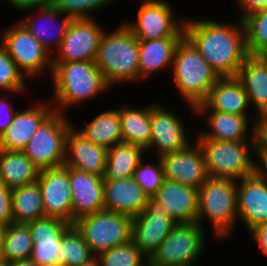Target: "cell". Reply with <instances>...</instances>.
Listing matches in <instances>:
<instances>
[{"mask_svg":"<svg viewBox=\"0 0 267 266\" xmlns=\"http://www.w3.org/2000/svg\"><path fill=\"white\" fill-rule=\"evenodd\" d=\"M190 19L185 18L184 36L219 77H236L248 57L242 21L219 23L215 19Z\"/></svg>","mask_w":267,"mask_h":266,"instance_id":"cell-1","label":"cell"},{"mask_svg":"<svg viewBox=\"0 0 267 266\" xmlns=\"http://www.w3.org/2000/svg\"><path fill=\"white\" fill-rule=\"evenodd\" d=\"M51 76L54 94L50 102L62 114L66 108L111 89L95 61L52 62Z\"/></svg>","mask_w":267,"mask_h":266,"instance_id":"cell-2","label":"cell"},{"mask_svg":"<svg viewBox=\"0 0 267 266\" xmlns=\"http://www.w3.org/2000/svg\"><path fill=\"white\" fill-rule=\"evenodd\" d=\"M122 23L112 32H103L95 60L110 87L139 81V40Z\"/></svg>","mask_w":267,"mask_h":266,"instance_id":"cell-3","label":"cell"},{"mask_svg":"<svg viewBox=\"0 0 267 266\" xmlns=\"http://www.w3.org/2000/svg\"><path fill=\"white\" fill-rule=\"evenodd\" d=\"M171 69L174 85L195 114L194 107L207 98L220 77L185 36L176 47Z\"/></svg>","mask_w":267,"mask_h":266,"instance_id":"cell-4","label":"cell"},{"mask_svg":"<svg viewBox=\"0 0 267 266\" xmlns=\"http://www.w3.org/2000/svg\"><path fill=\"white\" fill-rule=\"evenodd\" d=\"M205 219L212 224L215 238L231 235L238 219L236 180L209 177L198 188L197 223L202 226Z\"/></svg>","mask_w":267,"mask_h":266,"instance_id":"cell-5","label":"cell"},{"mask_svg":"<svg viewBox=\"0 0 267 266\" xmlns=\"http://www.w3.org/2000/svg\"><path fill=\"white\" fill-rule=\"evenodd\" d=\"M205 156L207 172L210 177L241 180L254 174L259 157V141H224L215 139H196Z\"/></svg>","mask_w":267,"mask_h":266,"instance_id":"cell-6","label":"cell"},{"mask_svg":"<svg viewBox=\"0 0 267 266\" xmlns=\"http://www.w3.org/2000/svg\"><path fill=\"white\" fill-rule=\"evenodd\" d=\"M132 217L102 210L83 216L72 224L90 247L93 255L124 245L132 240Z\"/></svg>","mask_w":267,"mask_h":266,"instance_id":"cell-7","label":"cell"},{"mask_svg":"<svg viewBox=\"0 0 267 266\" xmlns=\"http://www.w3.org/2000/svg\"><path fill=\"white\" fill-rule=\"evenodd\" d=\"M66 114L54 111L22 150L39 170L64 165L66 137L73 126Z\"/></svg>","mask_w":267,"mask_h":266,"instance_id":"cell-8","label":"cell"},{"mask_svg":"<svg viewBox=\"0 0 267 266\" xmlns=\"http://www.w3.org/2000/svg\"><path fill=\"white\" fill-rule=\"evenodd\" d=\"M205 232L197 222L176 224L148 259V266L195 265L205 251Z\"/></svg>","mask_w":267,"mask_h":266,"instance_id":"cell-9","label":"cell"},{"mask_svg":"<svg viewBox=\"0 0 267 266\" xmlns=\"http://www.w3.org/2000/svg\"><path fill=\"white\" fill-rule=\"evenodd\" d=\"M1 44L26 78L42 76L47 69L52 73V54L21 22L5 29Z\"/></svg>","mask_w":267,"mask_h":266,"instance_id":"cell-10","label":"cell"},{"mask_svg":"<svg viewBox=\"0 0 267 266\" xmlns=\"http://www.w3.org/2000/svg\"><path fill=\"white\" fill-rule=\"evenodd\" d=\"M173 8L166 0H143L137 20L124 24L138 40H156L165 37H184V22L175 20Z\"/></svg>","mask_w":267,"mask_h":266,"instance_id":"cell-11","label":"cell"},{"mask_svg":"<svg viewBox=\"0 0 267 266\" xmlns=\"http://www.w3.org/2000/svg\"><path fill=\"white\" fill-rule=\"evenodd\" d=\"M93 18L72 19L52 62L95 61L105 30Z\"/></svg>","mask_w":267,"mask_h":266,"instance_id":"cell-12","label":"cell"},{"mask_svg":"<svg viewBox=\"0 0 267 266\" xmlns=\"http://www.w3.org/2000/svg\"><path fill=\"white\" fill-rule=\"evenodd\" d=\"M176 224L162 205L149 197L145 209L132 219V241L149 259Z\"/></svg>","mask_w":267,"mask_h":266,"instance_id":"cell-13","label":"cell"},{"mask_svg":"<svg viewBox=\"0 0 267 266\" xmlns=\"http://www.w3.org/2000/svg\"><path fill=\"white\" fill-rule=\"evenodd\" d=\"M181 120L177 114L158 102L150 105L151 138L145 150L152 148V151L156 148L154 151L157 150L156 155L161 158L166 154L185 149L191 142Z\"/></svg>","mask_w":267,"mask_h":266,"instance_id":"cell-14","label":"cell"},{"mask_svg":"<svg viewBox=\"0 0 267 266\" xmlns=\"http://www.w3.org/2000/svg\"><path fill=\"white\" fill-rule=\"evenodd\" d=\"M27 224L33 240L30 260L37 266H61V238L72 224L48 216Z\"/></svg>","mask_w":267,"mask_h":266,"instance_id":"cell-15","label":"cell"},{"mask_svg":"<svg viewBox=\"0 0 267 266\" xmlns=\"http://www.w3.org/2000/svg\"><path fill=\"white\" fill-rule=\"evenodd\" d=\"M44 214L72 224V191L68 178V167L40 170L38 179Z\"/></svg>","mask_w":267,"mask_h":266,"instance_id":"cell-16","label":"cell"},{"mask_svg":"<svg viewBox=\"0 0 267 266\" xmlns=\"http://www.w3.org/2000/svg\"><path fill=\"white\" fill-rule=\"evenodd\" d=\"M165 179L199 188L210 176L202 148L195 140L185 149L162 156Z\"/></svg>","mask_w":267,"mask_h":266,"instance_id":"cell-17","label":"cell"},{"mask_svg":"<svg viewBox=\"0 0 267 266\" xmlns=\"http://www.w3.org/2000/svg\"><path fill=\"white\" fill-rule=\"evenodd\" d=\"M68 178L72 191V224L83 216L105 209L103 176L68 167Z\"/></svg>","mask_w":267,"mask_h":266,"instance_id":"cell-18","label":"cell"},{"mask_svg":"<svg viewBox=\"0 0 267 266\" xmlns=\"http://www.w3.org/2000/svg\"><path fill=\"white\" fill-rule=\"evenodd\" d=\"M237 214L248 231L267 222V183L257 171L237 180Z\"/></svg>","mask_w":267,"mask_h":266,"instance_id":"cell-19","label":"cell"},{"mask_svg":"<svg viewBox=\"0 0 267 266\" xmlns=\"http://www.w3.org/2000/svg\"><path fill=\"white\" fill-rule=\"evenodd\" d=\"M19 110L11 125L0 135V150L22 151L38 127L55 111L50 100Z\"/></svg>","mask_w":267,"mask_h":266,"instance_id":"cell-20","label":"cell"},{"mask_svg":"<svg viewBox=\"0 0 267 266\" xmlns=\"http://www.w3.org/2000/svg\"><path fill=\"white\" fill-rule=\"evenodd\" d=\"M198 116L206 115L204 118L209 127L208 131L198 132L196 139H215L224 141H259L258 126L254 124L252 131L247 133L249 126L248 116H239L217 111H195ZM210 130V131H209ZM252 133V134H251ZM249 135V137H248ZM250 138V139H249Z\"/></svg>","mask_w":267,"mask_h":266,"instance_id":"cell-21","label":"cell"},{"mask_svg":"<svg viewBox=\"0 0 267 266\" xmlns=\"http://www.w3.org/2000/svg\"><path fill=\"white\" fill-rule=\"evenodd\" d=\"M249 100L243 84L237 77H220L210 89L207 98L196 105L195 111H217L247 116Z\"/></svg>","mask_w":267,"mask_h":266,"instance_id":"cell-22","label":"cell"},{"mask_svg":"<svg viewBox=\"0 0 267 266\" xmlns=\"http://www.w3.org/2000/svg\"><path fill=\"white\" fill-rule=\"evenodd\" d=\"M153 198L177 224L197 222V188L164 179Z\"/></svg>","mask_w":267,"mask_h":266,"instance_id":"cell-23","label":"cell"},{"mask_svg":"<svg viewBox=\"0 0 267 266\" xmlns=\"http://www.w3.org/2000/svg\"><path fill=\"white\" fill-rule=\"evenodd\" d=\"M74 125L66 137L64 165L82 172L104 176L107 149L79 134Z\"/></svg>","mask_w":267,"mask_h":266,"instance_id":"cell-24","label":"cell"},{"mask_svg":"<svg viewBox=\"0 0 267 266\" xmlns=\"http://www.w3.org/2000/svg\"><path fill=\"white\" fill-rule=\"evenodd\" d=\"M103 196L105 210L132 218L145 209L149 198L132 177L104 179Z\"/></svg>","mask_w":267,"mask_h":266,"instance_id":"cell-25","label":"cell"},{"mask_svg":"<svg viewBox=\"0 0 267 266\" xmlns=\"http://www.w3.org/2000/svg\"><path fill=\"white\" fill-rule=\"evenodd\" d=\"M34 11H38L36 12L37 14L27 15L25 19H21L20 22L50 54H53V52H51L53 51L52 48H54V46L55 48L57 47L56 50L59 48L61 40L66 34L72 19L57 11L53 6L34 9ZM58 17H60L61 20L57 21ZM56 22L57 24H54ZM53 24L57 27H54Z\"/></svg>","mask_w":267,"mask_h":266,"instance_id":"cell-26","label":"cell"},{"mask_svg":"<svg viewBox=\"0 0 267 266\" xmlns=\"http://www.w3.org/2000/svg\"><path fill=\"white\" fill-rule=\"evenodd\" d=\"M182 38L139 40V81L172 66L176 47Z\"/></svg>","mask_w":267,"mask_h":266,"instance_id":"cell-27","label":"cell"},{"mask_svg":"<svg viewBox=\"0 0 267 266\" xmlns=\"http://www.w3.org/2000/svg\"><path fill=\"white\" fill-rule=\"evenodd\" d=\"M245 89L249 104L257 109L255 122L259 124L267 115V74L264 67L253 57L248 56L236 76Z\"/></svg>","mask_w":267,"mask_h":266,"instance_id":"cell-28","label":"cell"},{"mask_svg":"<svg viewBox=\"0 0 267 266\" xmlns=\"http://www.w3.org/2000/svg\"><path fill=\"white\" fill-rule=\"evenodd\" d=\"M39 169L19 150H0V180L10 190L36 182Z\"/></svg>","mask_w":267,"mask_h":266,"instance_id":"cell-29","label":"cell"},{"mask_svg":"<svg viewBox=\"0 0 267 266\" xmlns=\"http://www.w3.org/2000/svg\"><path fill=\"white\" fill-rule=\"evenodd\" d=\"M91 120L81 130L76 128L84 138L106 149L122 142L119 108L103 111Z\"/></svg>","mask_w":267,"mask_h":266,"instance_id":"cell-30","label":"cell"},{"mask_svg":"<svg viewBox=\"0 0 267 266\" xmlns=\"http://www.w3.org/2000/svg\"><path fill=\"white\" fill-rule=\"evenodd\" d=\"M146 150L136 144L120 142L107 149L104 179H126L133 177L137 165L143 159Z\"/></svg>","mask_w":267,"mask_h":266,"instance_id":"cell-31","label":"cell"},{"mask_svg":"<svg viewBox=\"0 0 267 266\" xmlns=\"http://www.w3.org/2000/svg\"><path fill=\"white\" fill-rule=\"evenodd\" d=\"M122 141L146 149L150 144V105L141 108H119Z\"/></svg>","mask_w":267,"mask_h":266,"instance_id":"cell-32","label":"cell"},{"mask_svg":"<svg viewBox=\"0 0 267 266\" xmlns=\"http://www.w3.org/2000/svg\"><path fill=\"white\" fill-rule=\"evenodd\" d=\"M11 206L13 222L27 224L45 217L43 199L38 182L12 190Z\"/></svg>","mask_w":267,"mask_h":266,"instance_id":"cell-33","label":"cell"},{"mask_svg":"<svg viewBox=\"0 0 267 266\" xmlns=\"http://www.w3.org/2000/svg\"><path fill=\"white\" fill-rule=\"evenodd\" d=\"M2 244L6 263L30 259L33 240L28 224L12 222L2 228Z\"/></svg>","mask_w":267,"mask_h":266,"instance_id":"cell-34","label":"cell"},{"mask_svg":"<svg viewBox=\"0 0 267 266\" xmlns=\"http://www.w3.org/2000/svg\"><path fill=\"white\" fill-rule=\"evenodd\" d=\"M248 56L267 51V9L242 20Z\"/></svg>","mask_w":267,"mask_h":266,"instance_id":"cell-35","label":"cell"},{"mask_svg":"<svg viewBox=\"0 0 267 266\" xmlns=\"http://www.w3.org/2000/svg\"><path fill=\"white\" fill-rule=\"evenodd\" d=\"M93 256L88 244L72 225L61 238V266H77Z\"/></svg>","mask_w":267,"mask_h":266,"instance_id":"cell-36","label":"cell"},{"mask_svg":"<svg viewBox=\"0 0 267 266\" xmlns=\"http://www.w3.org/2000/svg\"><path fill=\"white\" fill-rule=\"evenodd\" d=\"M101 266H148V258L130 242L112 247L98 255Z\"/></svg>","mask_w":267,"mask_h":266,"instance_id":"cell-37","label":"cell"},{"mask_svg":"<svg viewBox=\"0 0 267 266\" xmlns=\"http://www.w3.org/2000/svg\"><path fill=\"white\" fill-rule=\"evenodd\" d=\"M25 76L0 44V93H26Z\"/></svg>","mask_w":267,"mask_h":266,"instance_id":"cell-38","label":"cell"},{"mask_svg":"<svg viewBox=\"0 0 267 266\" xmlns=\"http://www.w3.org/2000/svg\"><path fill=\"white\" fill-rule=\"evenodd\" d=\"M158 160L157 164H152V162L145 164L143 162L145 160L142 159L132 177L149 197H153L157 193L165 179L163 163L160 158Z\"/></svg>","mask_w":267,"mask_h":266,"instance_id":"cell-39","label":"cell"},{"mask_svg":"<svg viewBox=\"0 0 267 266\" xmlns=\"http://www.w3.org/2000/svg\"><path fill=\"white\" fill-rule=\"evenodd\" d=\"M11 193L7 185L0 180V227L4 228L13 222Z\"/></svg>","mask_w":267,"mask_h":266,"instance_id":"cell-40","label":"cell"},{"mask_svg":"<svg viewBox=\"0 0 267 266\" xmlns=\"http://www.w3.org/2000/svg\"><path fill=\"white\" fill-rule=\"evenodd\" d=\"M52 6L71 19H83V0H53Z\"/></svg>","mask_w":267,"mask_h":266,"instance_id":"cell-41","label":"cell"},{"mask_svg":"<svg viewBox=\"0 0 267 266\" xmlns=\"http://www.w3.org/2000/svg\"><path fill=\"white\" fill-rule=\"evenodd\" d=\"M0 93V135L7 130V128L11 125L14 115L17 111H15L12 105H9L3 95Z\"/></svg>","mask_w":267,"mask_h":266,"instance_id":"cell-42","label":"cell"},{"mask_svg":"<svg viewBox=\"0 0 267 266\" xmlns=\"http://www.w3.org/2000/svg\"><path fill=\"white\" fill-rule=\"evenodd\" d=\"M237 4L243 12L239 18L240 21L249 15L267 9V0H237Z\"/></svg>","mask_w":267,"mask_h":266,"instance_id":"cell-43","label":"cell"},{"mask_svg":"<svg viewBox=\"0 0 267 266\" xmlns=\"http://www.w3.org/2000/svg\"><path fill=\"white\" fill-rule=\"evenodd\" d=\"M13 5L15 9L22 11H33L34 9L52 6L53 0H5Z\"/></svg>","mask_w":267,"mask_h":266,"instance_id":"cell-44","label":"cell"},{"mask_svg":"<svg viewBox=\"0 0 267 266\" xmlns=\"http://www.w3.org/2000/svg\"><path fill=\"white\" fill-rule=\"evenodd\" d=\"M252 239L258 243L261 252L267 257V222L260 223L249 230Z\"/></svg>","mask_w":267,"mask_h":266,"instance_id":"cell-45","label":"cell"},{"mask_svg":"<svg viewBox=\"0 0 267 266\" xmlns=\"http://www.w3.org/2000/svg\"><path fill=\"white\" fill-rule=\"evenodd\" d=\"M116 1L119 0H83V19L92 18L91 13L98 12Z\"/></svg>","mask_w":267,"mask_h":266,"instance_id":"cell-46","label":"cell"},{"mask_svg":"<svg viewBox=\"0 0 267 266\" xmlns=\"http://www.w3.org/2000/svg\"><path fill=\"white\" fill-rule=\"evenodd\" d=\"M259 157L257 159L267 160V131H258Z\"/></svg>","mask_w":267,"mask_h":266,"instance_id":"cell-47","label":"cell"},{"mask_svg":"<svg viewBox=\"0 0 267 266\" xmlns=\"http://www.w3.org/2000/svg\"><path fill=\"white\" fill-rule=\"evenodd\" d=\"M260 163L257 162V172L261 175V177L267 183V160L259 159Z\"/></svg>","mask_w":267,"mask_h":266,"instance_id":"cell-48","label":"cell"},{"mask_svg":"<svg viewBox=\"0 0 267 266\" xmlns=\"http://www.w3.org/2000/svg\"><path fill=\"white\" fill-rule=\"evenodd\" d=\"M253 57L264 67L267 74V51L260 52Z\"/></svg>","mask_w":267,"mask_h":266,"instance_id":"cell-49","label":"cell"},{"mask_svg":"<svg viewBox=\"0 0 267 266\" xmlns=\"http://www.w3.org/2000/svg\"><path fill=\"white\" fill-rule=\"evenodd\" d=\"M7 266H37V265L30 259H25L7 263Z\"/></svg>","mask_w":267,"mask_h":266,"instance_id":"cell-50","label":"cell"},{"mask_svg":"<svg viewBox=\"0 0 267 266\" xmlns=\"http://www.w3.org/2000/svg\"><path fill=\"white\" fill-rule=\"evenodd\" d=\"M77 266H101V263H100L99 257L94 255L88 261H85Z\"/></svg>","mask_w":267,"mask_h":266,"instance_id":"cell-51","label":"cell"},{"mask_svg":"<svg viewBox=\"0 0 267 266\" xmlns=\"http://www.w3.org/2000/svg\"><path fill=\"white\" fill-rule=\"evenodd\" d=\"M258 131H267V115L261 119Z\"/></svg>","mask_w":267,"mask_h":266,"instance_id":"cell-52","label":"cell"},{"mask_svg":"<svg viewBox=\"0 0 267 266\" xmlns=\"http://www.w3.org/2000/svg\"><path fill=\"white\" fill-rule=\"evenodd\" d=\"M1 263H6V262H5L4 254H3L2 228L0 227V264Z\"/></svg>","mask_w":267,"mask_h":266,"instance_id":"cell-53","label":"cell"},{"mask_svg":"<svg viewBox=\"0 0 267 266\" xmlns=\"http://www.w3.org/2000/svg\"><path fill=\"white\" fill-rule=\"evenodd\" d=\"M0 266H7V263H1Z\"/></svg>","mask_w":267,"mask_h":266,"instance_id":"cell-54","label":"cell"}]
</instances>
